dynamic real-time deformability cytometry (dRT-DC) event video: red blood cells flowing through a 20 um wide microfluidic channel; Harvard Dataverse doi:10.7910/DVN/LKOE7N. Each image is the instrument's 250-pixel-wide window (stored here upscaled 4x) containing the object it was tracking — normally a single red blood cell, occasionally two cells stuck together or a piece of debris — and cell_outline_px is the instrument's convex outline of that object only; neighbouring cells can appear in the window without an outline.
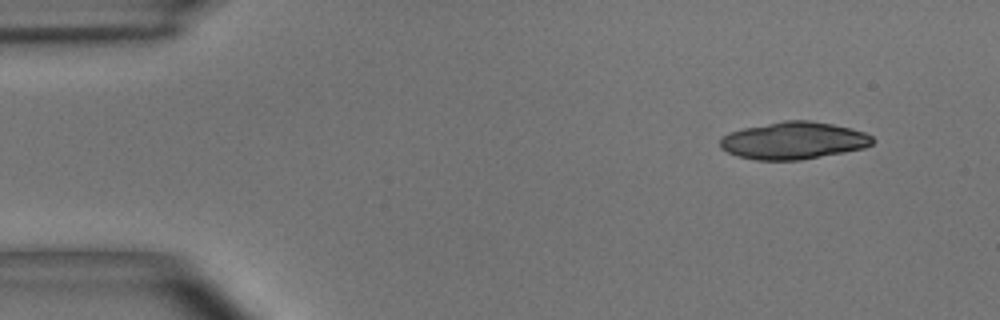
{"species": "common noctule bat (a hibernating species)", "species_latin": "Nyctalus noctula", "temperature_condition": "room temperature", "stored_images_in_passage": 3, "camera_frame_rate_fps": 3000, "um_per_image_px": 0.085, "animal": {"sex": "male", "body_mass_g": 15.6}, "frame": {"image": 1, "passage_image": 1, "time_ms": 0.0, "image_size_px": [1000, 320], "cell_outline_px": [[876, 140], [872, 144], [864, 148], [844, 152], [800, 160], [756, 160], [736, 156], [720, 148], [720, 140], [728, 132], [744, 128], [784, 120], [808, 120], [832, 124], [864, 132], [872, 136]], "centroid_in_image_um": [67.44, 11.95], "position_along_channel_um": 17.6, "area_um2": 33.06}}